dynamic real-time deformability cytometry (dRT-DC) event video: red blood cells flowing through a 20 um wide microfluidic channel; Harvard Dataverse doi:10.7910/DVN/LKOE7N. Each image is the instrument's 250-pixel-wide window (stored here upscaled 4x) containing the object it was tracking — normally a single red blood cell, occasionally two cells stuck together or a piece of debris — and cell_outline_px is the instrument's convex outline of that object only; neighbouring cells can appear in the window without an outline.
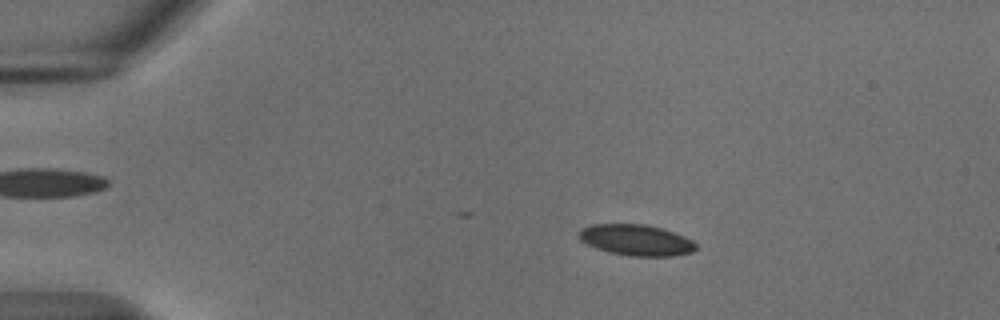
{"species": "common noctule bat (a hibernating species)", "species_latin": "Nyctalus noctula", "temperature_condition": "cold", "stored_images_in_passage": 41, "camera_frame_rate_fps": 3000, "um_per_image_px": 0.085, "animal": {"sex": "male", "body_mass_g": 18.8}, "frame": {"image": 1, "passage_image": 5, "time_ms": 1.333, "image_size_px": [1000, 320], "cell_outline_px": [[696, 248], [692, 252], [672, 256], [628, 256], [608, 252], [596, 248], [580, 240], [576, 236], [580, 228], [592, 224], [644, 224], [660, 228], [684, 236], [692, 240], [696, 244]], "centroid_in_image_um": [54.02, 20.4], "position_along_channel_um": 31.0, "area_um2": 21.21}}
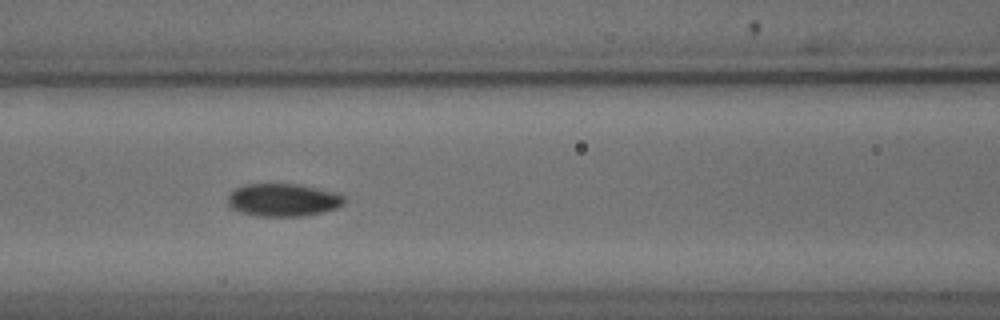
{"frame": {"image": 2, "passage_image": 19, "time_ms": 6.0, "image_size_px": [1000, 320], "cell_outline_px": [[344, 204], [336, 208], [324, 212], [300, 216], [256, 216], [240, 212], [232, 208], [228, 204], [228, 196], [236, 188], [244, 184], [296, 184], [336, 192], [344, 196]], "centroid_in_image_um": [24.06, 17.0], "position_along_channel_um": 142.5, "area_um2": 22.2}}
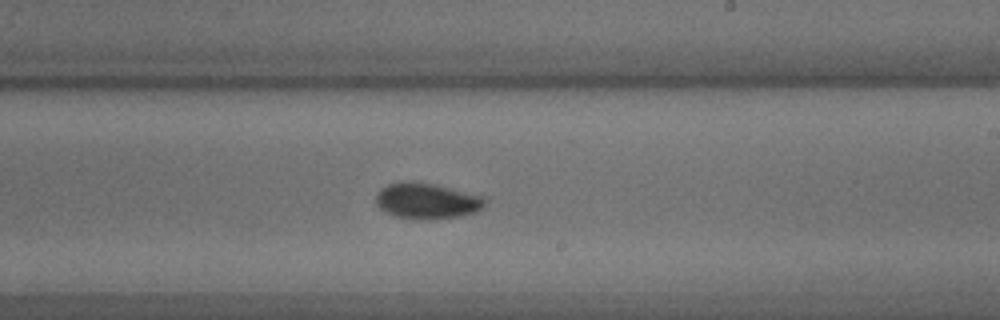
{"frame": {"image": 3, "passage_image": 28, "time_ms": 9.0, "image_size_px": [1000, 320], "cell_outline_px": [[488, 200], [476, 212], [456, 216], [428, 220], [416, 220], [396, 216], [384, 212], [376, 204], [376, 192], [380, 188], [388, 184], [400, 180], [412, 180], [436, 184], [484, 196]], "centroid_in_image_um": [36.24, 17.05], "position_along_channel_um": 252.8, "area_um2": 23.24}}